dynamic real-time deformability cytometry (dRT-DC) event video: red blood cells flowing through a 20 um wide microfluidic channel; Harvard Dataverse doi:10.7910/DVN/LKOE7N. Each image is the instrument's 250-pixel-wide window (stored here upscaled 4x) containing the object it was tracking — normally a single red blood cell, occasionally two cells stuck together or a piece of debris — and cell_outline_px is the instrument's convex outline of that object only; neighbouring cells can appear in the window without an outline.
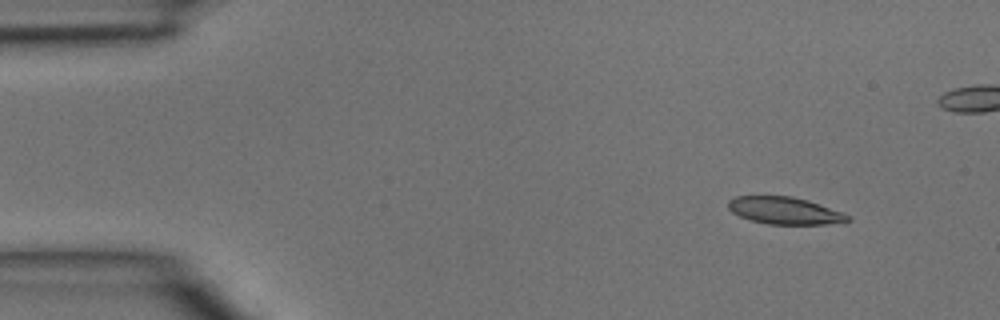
{"species": "common noctule bat (a hibernating species)", "species_latin": "Nyctalus noctula", "temperature_condition": "room temperature", "stored_images_in_passage": 4, "camera_frame_rate_fps": 3000, "um_per_image_px": 0.085, "animal": {"sex": "male", "body_mass_g": 15.6}, "frame": {"image": 1, "passage_image": 2, "time_ms": 0.333, "image_size_px": [1000, 320], "cell_outline_px": [[852, 220], [844, 224], [768, 224], [752, 220], [740, 216], [732, 212], [728, 208], [728, 200], [736, 196], [792, 196], [808, 200], [844, 212], [852, 216]], "centroid_in_image_um": [66.8, 17.91], "position_along_channel_um": 18.2, "area_um2": 19.25}}